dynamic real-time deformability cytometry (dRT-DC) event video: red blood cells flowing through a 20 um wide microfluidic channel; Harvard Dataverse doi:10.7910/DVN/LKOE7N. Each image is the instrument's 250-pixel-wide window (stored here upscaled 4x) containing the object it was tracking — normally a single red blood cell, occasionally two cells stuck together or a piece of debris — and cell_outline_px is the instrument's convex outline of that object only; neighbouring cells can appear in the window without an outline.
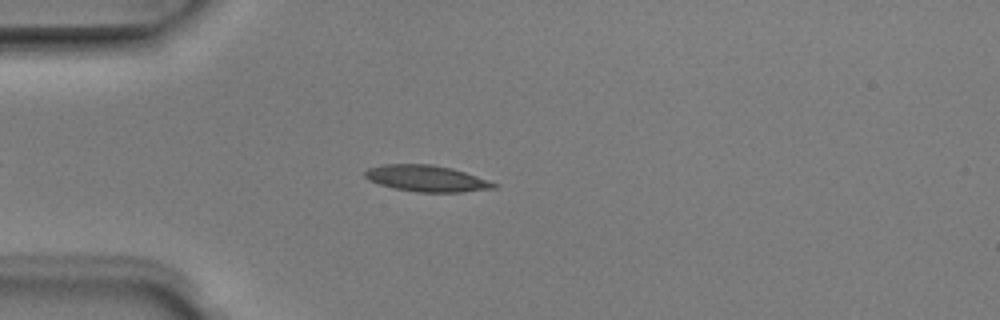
{"species": "Egyptian fruit bat (a non-hibernating species)", "species_latin": "Rousettus aegyptiacus", "temperature_condition": "room temperature", "stored_images_in_passage": 2, "camera_frame_rate_fps": 3000, "um_per_image_px": 0.085, "animal": {"sex": "male"}, "frame": {"image": 1, "passage_image": 2, "time_ms": 0.333, "image_size_px": [1000, 320], "cell_outline_px": [[500, 184], [496, 188], [460, 192], [416, 192], [392, 188], [368, 180], [364, 176], [364, 172], [368, 168], [384, 164], [432, 164], [452, 168]], "centroid_in_image_um": [36.25, 15.17], "position_along_channel_um": 48.8, "area_um2": 19.83}}